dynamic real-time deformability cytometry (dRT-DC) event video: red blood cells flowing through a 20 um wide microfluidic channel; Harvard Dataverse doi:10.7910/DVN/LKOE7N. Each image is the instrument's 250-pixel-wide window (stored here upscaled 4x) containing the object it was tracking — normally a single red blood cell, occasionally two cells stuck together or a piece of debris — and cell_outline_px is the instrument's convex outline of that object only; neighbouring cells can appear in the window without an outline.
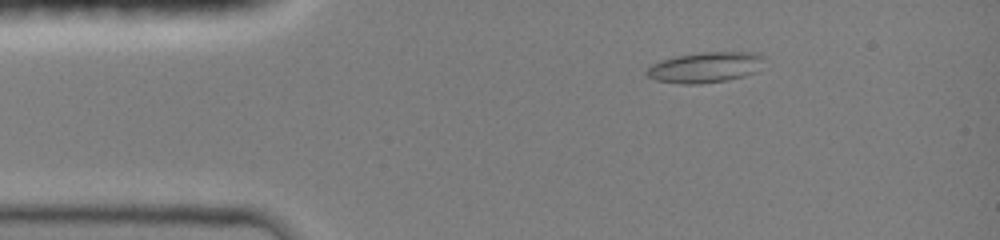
{"species": "common noctule bat (a hibernating species)", "species_latin": "Nyctalus noctula", "temperature_condition": "room temperature", "stored_images_in_passage": 6, "camera_frame_rate_fps": 3000, "um_per_image_px": 0.085, "animal": {"sex": "female", "body_mass_g": 19.0, "forearm_length_mm": 51.5}, "frame": {"image": 1, "passage_image": 3, "time_ms": 1.333, "image_size_px": [1000, 240], "cell_outline_px": [[768, 56], [756, 72], [744, 76], [728, 80], [696, 84], [684, 84], [656, 80], [648, 76], [644, 72], [652, 64], [660, 60], [672, 56], [700, 52], [760, 52]], "centroid_in_image_um": [60.0, 5.7], "position_along_channel_um": 25.0, "area_um2": 21.33}}
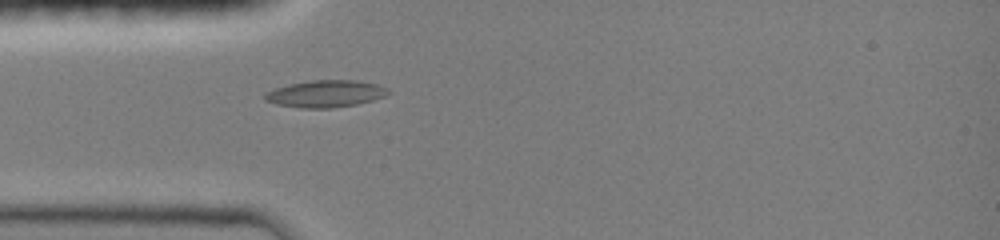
{"frame": {"image": 2, "passage_image": 6, "time_ms": 3.333, "image_size_px": [1000, 240], "cell_outline_px": [[392, 92], [384, 96], [372, 100], [356, 104], [332, 108], [304, 108], [276, 104], [264, 100], [264, 96], [268, 92], [276, 88], [288, 84], [312, 80], [356, 80], [376, 84], [388, 88]], "centroid_in_image_um": [27.69, 7.96], "position_along_channel_um": 57.3, "area_um2": 19.31}}